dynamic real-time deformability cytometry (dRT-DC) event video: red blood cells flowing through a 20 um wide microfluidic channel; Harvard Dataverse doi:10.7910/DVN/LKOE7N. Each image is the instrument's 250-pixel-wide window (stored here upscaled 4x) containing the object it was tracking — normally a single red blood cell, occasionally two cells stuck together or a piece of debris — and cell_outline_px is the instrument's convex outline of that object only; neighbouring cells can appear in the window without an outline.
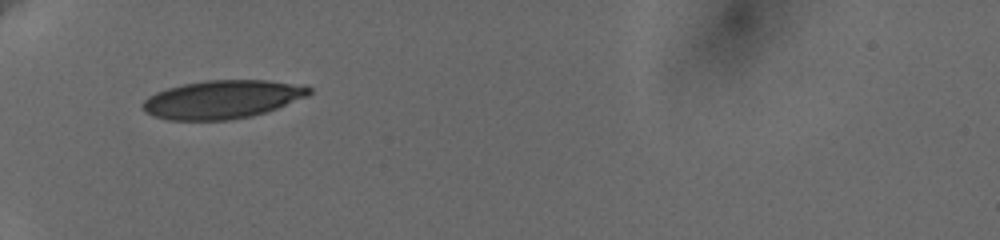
{"species": "human", "species_latin": "Homo sapiens", "temperature_condition": "cold", "stored_images_in_passage": 37, "camera_frame_rate_fps": 3000, "um_per_image_px": 0.085, "donor": {"sex": "female"}, "frame": {"image": 1, "passage_image": 1, "time_ms": 0.0, "image_size_px": [1000, 240], "cell_outline_px": [[312, 92], [308, 96], [276, 108], [252, 116], [228, 120], [168, 120], [144, 112], [144, 100], [148, 96], [156, 92], [168, 88], [184, 84], [204, 80], [268, 80], [304, 84], [312, 88]], "centroid_in_image_um": [18.94, 8.44], "position_along_channel_um": 66.1, "area_um2": 37.17}}
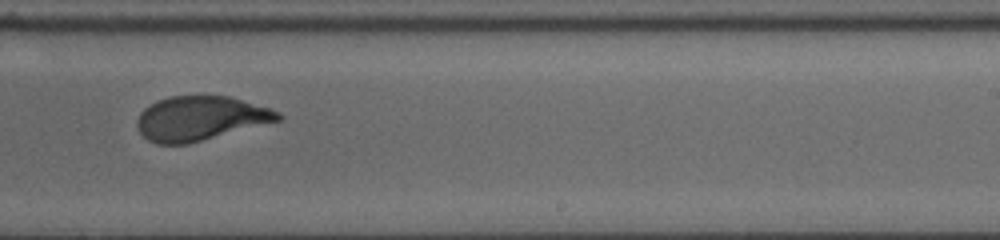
{"frame": {"image": 2, "passage_image": 19, "time_ms": 6.0, "image_size_px": [1000, 240], "cell_outline_px": [[284, 116], [280, 120], [188, 144], [156, 144], [148, 140], [140, 132], [136, 124], [136, 120], [140, 112], [144, 108], [168, 96], [228, 96], [268, 108], [280, 112]], "centroid_in_image_um": [17.0, 10.07], "position_along_channel_um": 272.0, "area_um2": 36.07}}
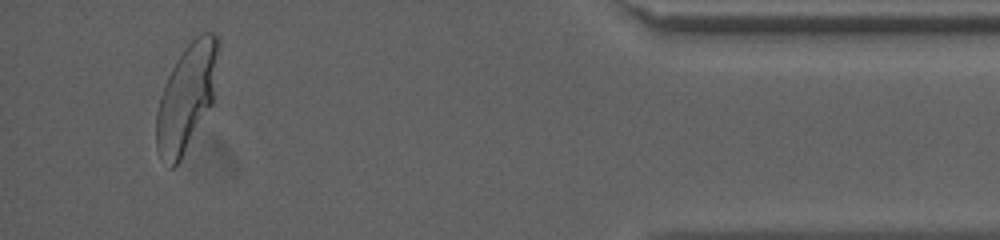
{"frame": {"image": 3, "passage_image": 35, "time_ms": 11.333, "image_size_px": [1000, 240], "cell_outline_px": [[220, 44], [212, 104], [180, 160], [172, 168], [168, 168], [160, 160], [156, 148], [156, 112], [160, 96], [164, 84], [176, 60], [184, 48], [196, 36], [204, 32], [212, 32], [220, 40]], "centroid_in_image_um": [15.84, 8.28], "position_along_channel_um": 419.4, "area_um2": 38.55}, "authors_computed_cell_mechanics": {"area_um2": 37.7434, "velocity_mm_per_s": 3.6171, "shape_relaxation_time_tau1_ms": 3.5062, "shape_relaxation_time_tau2_ms": null, "deformation_change_tau1": 0.1659, "deformation_change_tau2": null}}